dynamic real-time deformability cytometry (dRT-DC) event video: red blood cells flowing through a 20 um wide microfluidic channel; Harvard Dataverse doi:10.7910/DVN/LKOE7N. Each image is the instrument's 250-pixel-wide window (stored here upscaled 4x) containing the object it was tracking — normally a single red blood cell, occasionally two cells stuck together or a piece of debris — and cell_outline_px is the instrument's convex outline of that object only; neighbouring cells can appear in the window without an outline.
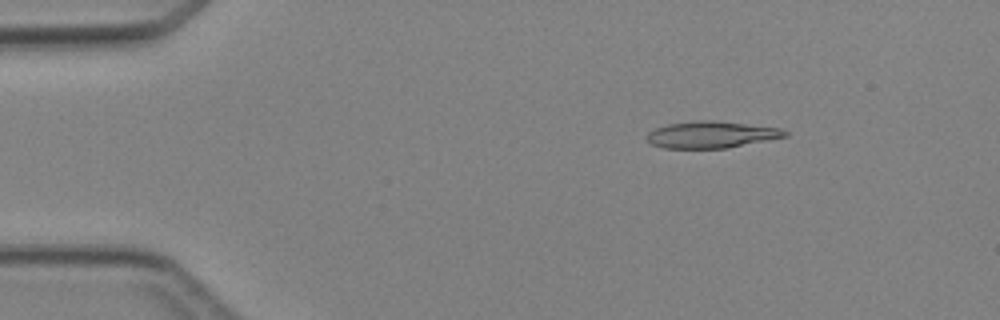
{"species": "Egyptian fruit bat (a non-hibernating species)", "species_latin": "Rousettus aegyptiacus", "temperature_condition": "cold", "stored_images_in_passage": 4, "camera_frame_rate_fps": 3000, "um_per_image_px": 0.085, "animal": {"sex": "female"}, "frame": {"image": 1, "passage_image": 2, "time_ms": 1.333, "image_size_px": [1000, 320], "cell_outline_px": [[788, 136], [728, 148], [664, 148], [652, 144], [644, 136], [648, 132], [656, 128], [668, 124], [700, 120], [712, 120], [780, 128], [788, 132]], "centroid_in_image_um": [60.45, 11.45], "position_along_channel_um": 24.5, "area_um2": 21.39}}
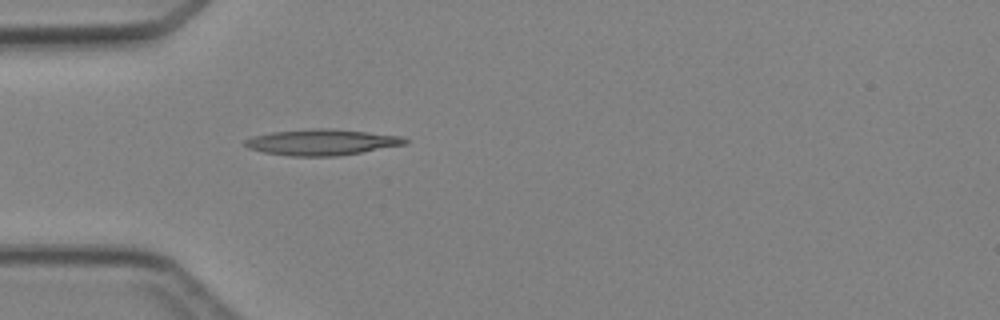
{"frame": {"image": 2, "passage_image": 4, "time_ms": 3.667, "image_size_px": [1000, 320], "cell_outline_px": [[408, 144], [336, 156], [292, 156], [264, 152], [248, 148], [244, 144], [244, 140], [252, 136], [272, 132], [316, 128], [328, 128], [400, 136], [408, 140]], "centroid_in_image_um": [27.32, 12.09], "position_along_channel_um": 57.7, "area_um2": 23.93}}